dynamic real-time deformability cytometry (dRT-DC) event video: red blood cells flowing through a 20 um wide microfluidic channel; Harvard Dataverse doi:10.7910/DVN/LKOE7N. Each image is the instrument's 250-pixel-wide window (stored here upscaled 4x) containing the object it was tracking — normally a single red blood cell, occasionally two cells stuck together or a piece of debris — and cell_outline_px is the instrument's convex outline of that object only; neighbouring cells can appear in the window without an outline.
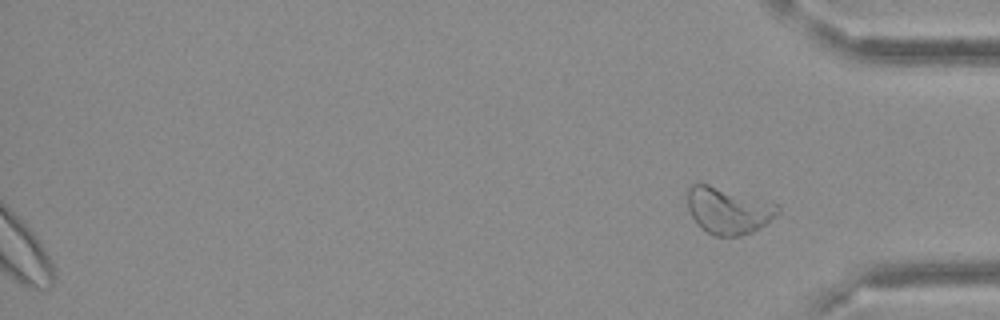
{"species": "Egyptian fruit bat (a non-hibernating species)", "species_latin": "Rousettus aegyptiacus", "temperature_condition": "cold", "stored_images_in_passage": 34, "segment_of_instrument_passage": [2, 2], "camera_frame_rate_fps": 3000, "um_per_image_px": 0.085, "frame": {"image": 1, "passage_image": 34, "time_ms": 11.0, "image_size_px": [1000, 320], "cell_outline_px": [[780, 212], [776, 216], [760, 228], [752, 232], [736, 236], [716, 236], [708, 232], [692, 216], [688, 208], [688, 188], [696, 180], [780, 204]], "centroid_in_image_um": [61.93, 17.85], "position_along_channel_um": 373.3, "area_um2": 24.68}}